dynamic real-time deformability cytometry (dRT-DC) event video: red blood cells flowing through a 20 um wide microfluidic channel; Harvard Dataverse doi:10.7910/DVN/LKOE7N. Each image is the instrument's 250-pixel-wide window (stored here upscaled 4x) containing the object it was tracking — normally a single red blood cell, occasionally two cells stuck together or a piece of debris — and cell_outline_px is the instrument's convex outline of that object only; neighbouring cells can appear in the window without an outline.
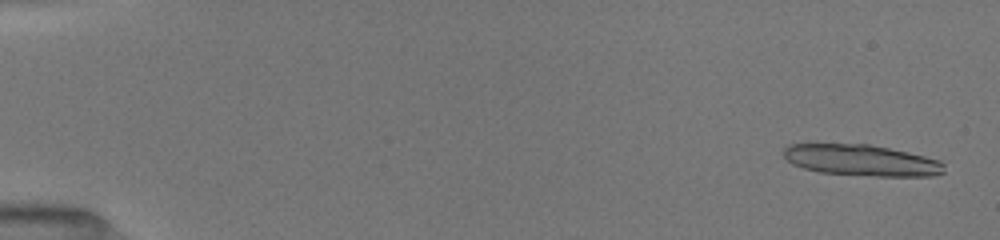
{"species": "common noctule bat (a hibernating species)", "species_latin": "Nyctalus noctula", "temperature_condition": "room temperature", "stored_images_in_passage": 15, "camera_frame_rate_fps": 3000, "um_per_image_px": 0.085, "animal": {"sex": "female", "body_mass_g": 19.5, "forearm_length_mm": 54.1}, "frame": {"image": 1, "passage_image": 2, "time_ms": 0.333, "image_size_px": [1000, 240], "cell_outline_px": [[944, 172], [932, 176], [876, 176], [820, 172], [804, 168], [792, 164], [784, 156], [784, 148], [792, 144], [868, 144], [888, 148], [924, 156], [940, 160], [944, 164]], "centroid_in_image_um": [73.24, 13.62], "position_along_channel_um": 11.8, "area_um2": 28.9}}